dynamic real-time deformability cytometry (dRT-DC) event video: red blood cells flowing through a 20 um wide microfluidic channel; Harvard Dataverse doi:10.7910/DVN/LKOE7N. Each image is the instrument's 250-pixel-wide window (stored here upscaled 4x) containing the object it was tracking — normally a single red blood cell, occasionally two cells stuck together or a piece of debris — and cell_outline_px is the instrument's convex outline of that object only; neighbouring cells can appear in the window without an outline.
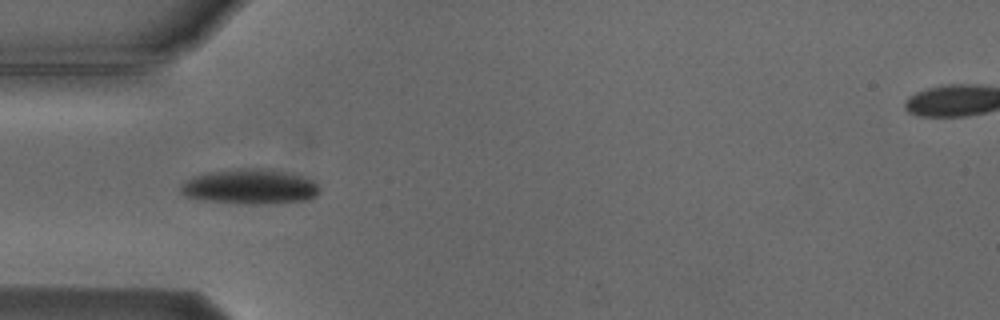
{"species": "Egyptian fruit bat (a non-hibernating species)", "species_latin": "Rousettus aegyptiacus", "temperature_condition": "cold", "stored_images_in_passage": 5, "camera_frame_rate_fps": 3000, "um_per_image_px": 0.085, "animal": {"sex": "male"}, "frame": {"image": 1, "passage_image": 4, "time_ms": 3.667, "image_size_px": [1000, 320], "cell_outline_px": [[320, 192], [316, 196], [308, 200], [276, 204], [244, 204], [208, 200], [184, 196], [180, 192], [180, 184], [192, 176], [208, 172], [240, 168], [272, 168], [292, 172], [304, 176], [312, 180], [320, 188]], "centroid_in_image_um": [21.3, 15.85], "position_along_channel_um": 63.7, "area_um2": 28.96}}
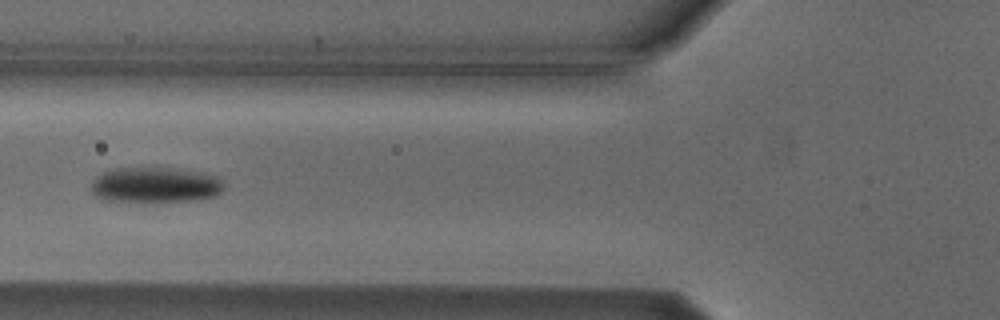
{"frame": {"image": 2, "passage_image": 5, "time_ms": 5.0, "image_size_px": [1000, 320], "cell_outline_px": [[224, 188], [216, 196], [196, 200], [104, 200], [96, 196], [92, 192], [92, 180], [96, 176], [104, 172], [116, 168], [168, 168], [204, 172], [216, 176], [224, 184]], "centroid_in_image_um": [13.22, 15.7], "position_along_channel_um": 112.6, "area_um2": 26.93}}